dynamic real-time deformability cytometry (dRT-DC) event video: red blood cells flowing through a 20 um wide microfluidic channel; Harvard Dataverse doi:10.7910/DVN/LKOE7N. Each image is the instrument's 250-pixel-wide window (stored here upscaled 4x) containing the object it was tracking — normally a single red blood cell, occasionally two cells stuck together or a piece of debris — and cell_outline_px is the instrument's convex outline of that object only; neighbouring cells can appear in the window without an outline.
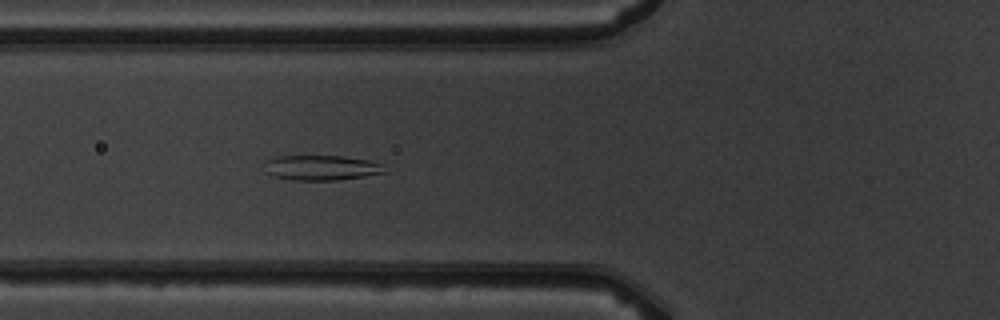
{"species": "common noctule bat (a hibernating species)", "species_latin": "Nyctalus noctula", "temperature_condition": "warm", "stored_images_in_passage": 2, "camera_frame_rate_fps": 3000, "um_per_image_px": 0.085, "animal": {"sex": "male", "body_mass_g": 19.5, "forearm_length_mm": 54.6}, "frame": {"image": 1, "passage_image": 2, "time_ms": 1.0, "image_size_px": [1000, 320], "cell_outline_px": [[388, 172], [364, 176], [336, 180], [292, 180], [272, 176], [264, 172], [264, 160], [280, 156], [344, 156], [368, 160], [384, 164]], "centroid_in_image_um": [27.3, 14.25], "position_along_channel_um": 98.5, "area_um2": 17.8}}